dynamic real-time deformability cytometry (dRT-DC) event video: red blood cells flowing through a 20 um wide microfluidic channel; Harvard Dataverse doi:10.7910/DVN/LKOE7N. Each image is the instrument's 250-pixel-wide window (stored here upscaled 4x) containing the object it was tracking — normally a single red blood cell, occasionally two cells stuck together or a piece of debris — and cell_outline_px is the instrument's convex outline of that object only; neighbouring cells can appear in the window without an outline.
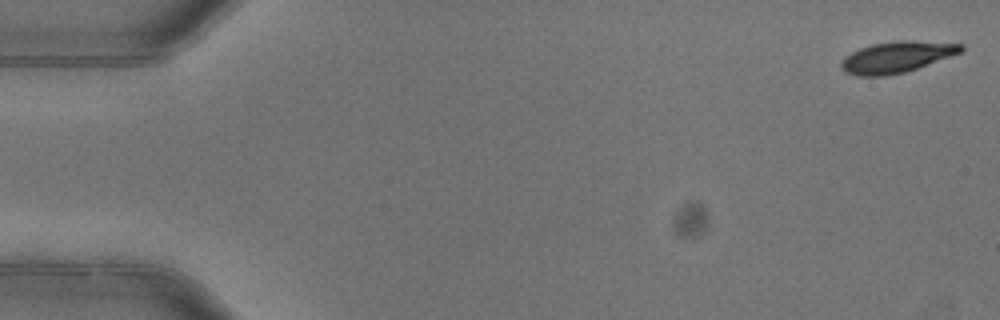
{"species": "common noctule bat (a hibernating species)", "species_latin": "Nyctalus noctula", "temperature_condition": "warm", "stored_images_in_passage": 5, "camera_frame_rate_fps": 3000, "um_per_image_px": 0.085, "animal": {"sex": "female"}, "frame": {"image": 1, "passage_image": 1, "time_ms": 0.0, "image_size_px": [1000, 320], "cell_outline_px": [[964, 48], [960, 52], [916, 68], [904, 72], [888, 76], [860, 76], [844, 72], [840, 68], [840, 64], [844, 56], [860, 48], [872, 44], [896, 40], [912, 40], [964, 44]], "centroid_in_image_um": [76.16, 4.84], "position_along_channel_um": 8.8, "area_um2": 21.68}}
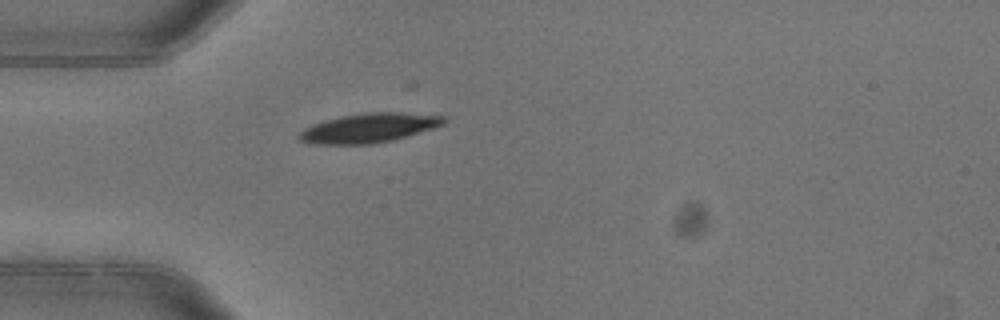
{"frame": {"image": 2, "passage_image": 5, "time_ms": 1.333, "image_size_px": [1000, 320], "cell_outline_px": [[448, 120], [444, 124], [432, 128], [392, 140], [368, 144], [316, 144], [300, 140], [300, 132], [304, 128], [312, 124], [324, 120], [340, 116], [360, 112], [400, 112], [444, 116]], "centroid_in_image_um": [31.36, 10.85], "position_along_channel_um": 53.6, "area_um2": 24.57}}